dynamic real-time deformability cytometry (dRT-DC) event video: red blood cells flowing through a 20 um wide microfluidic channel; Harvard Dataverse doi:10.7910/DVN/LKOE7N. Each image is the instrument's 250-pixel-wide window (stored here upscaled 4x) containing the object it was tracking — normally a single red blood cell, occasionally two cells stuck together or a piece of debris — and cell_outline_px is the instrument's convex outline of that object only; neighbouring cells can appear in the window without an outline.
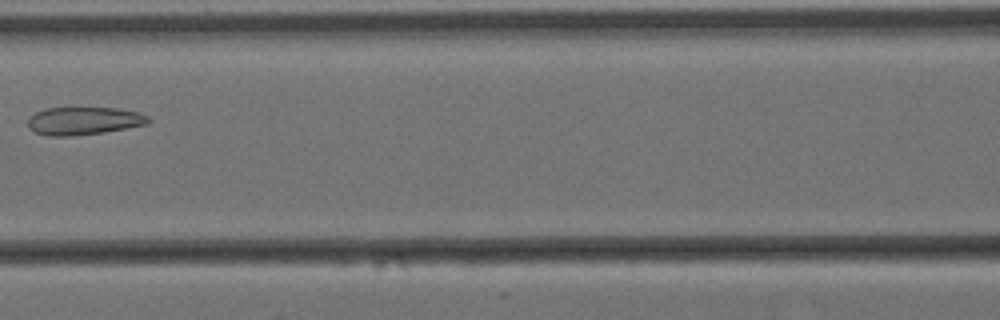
{"species": "Egyptian fruit bat (a non-hibernating species)", "species_latin": "Rousettus aegyptiacus", "temperature_condition": "cold", "stored_images_in_passage": 12, "camera_frame_rate_fps": 3000, "um_per_image_px": 0.085, "animal": {"sex": "female"}, "frame": {"image": 1, "passage_image": 4, "time_ms": 1.0, "image_size_px": [1000, 320], "cell_outline_px": [[152, 120], [148, 124], [104, 132], [68, 136], [48, 136], [36, 132], [28, 128], [28, 116], [44, 108], [72, 104], [116, 108], [136, 112], [148, 116]], "centroid_in_image_um": [7.07, 10.21], "position_along_channel_um": 159.5, "area_um2": 20.58}}
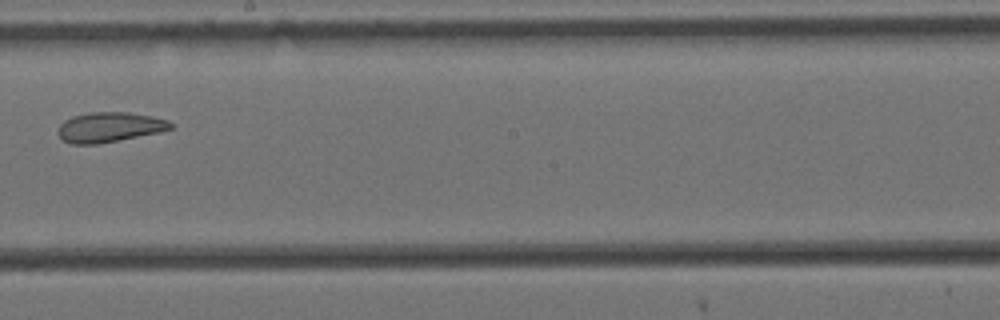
{"frame": {"image": 2, "passage_image": 6, "time_ms": 1.667, "image_size_px": [1000, 320], "cell_outline_px": [[172, 128], [160, 132], [100, 144], [72, 144], [64, 140], [60, 136], [60, 124], [64, 120], [72, 116], [92, 112], [128, 112], [152, 116], [168, 120], [172, 124]], "centroid_in_image_um": [9.33, 10.81], "position_along_channel_um": 238.9, "area_um2": 19.54}}
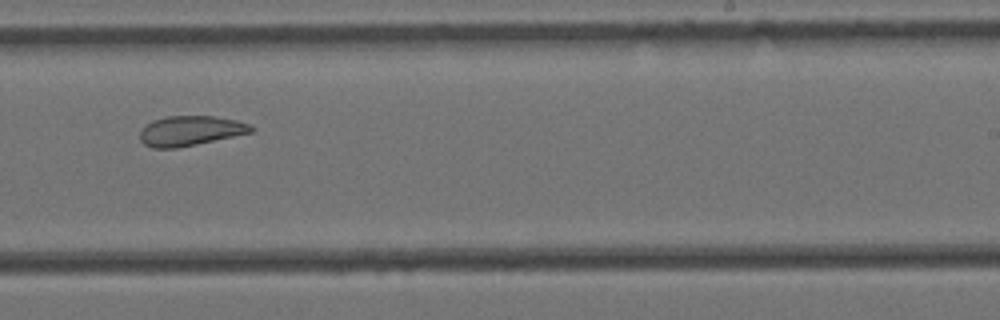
{"frame": {"image": 3, "passage_image": 7, "time_ms": 2.0, "image_size_px": [1000, 320], "cell_outline_px": [[256, 128], [252, 132], [196, 144], [176, 148], [152, 148], [144, 144], [140, 140], [140, 132], [152, 120], [164, 116], [216, 116], [236, 120], [252, 124]], "centroid_in_image_um": [16.2, 11.11], "position_along_channel_um": 272.8, "area_um2": 19.36}}